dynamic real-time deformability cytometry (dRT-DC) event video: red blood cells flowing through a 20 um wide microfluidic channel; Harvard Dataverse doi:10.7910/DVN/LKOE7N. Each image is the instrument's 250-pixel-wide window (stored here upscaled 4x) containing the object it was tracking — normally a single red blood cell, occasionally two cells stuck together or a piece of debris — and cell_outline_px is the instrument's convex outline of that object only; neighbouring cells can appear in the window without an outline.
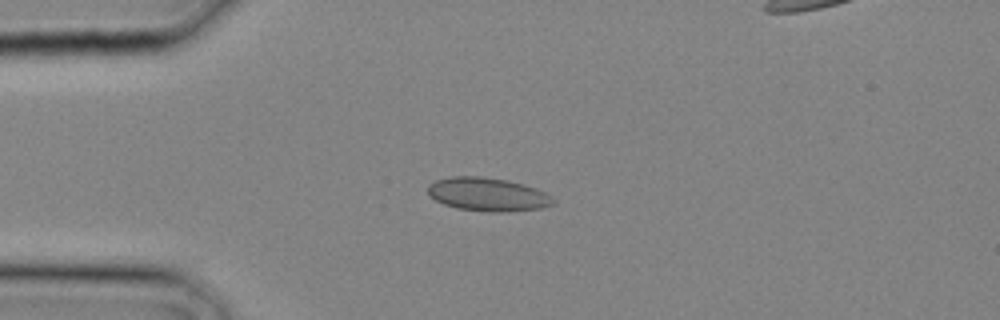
{"species": "common noctule bat (a hibernating species)", "species_latin": "Nyctalus noctula", "temperature_condition": "cold", "stored_images_in_passage": 2, "camera_frame_rate_fps": 3000, "um_per_image_px": 0.085, "animal": {"sex": "male", "body_mass_g": 20.4}, "frame": {"image": 1, "passage_image": 2, "time_ms": 0.333, "image_size_px": [1000, 320], "cell_outline_px": [[556, 204], [540, 208], [504, 212], [492, 212], [456, 208], [444, 204], [428, 196], [428, 184], [436, 180], [452, 176], [480, 176], [508, 180], [524, 184], [536, 188], [552, 196], [556, 200]], "centroid_in_image_um": [41.47, 16.52], "position_along_channel_um": 43.5, "area_um2": 24.62}}